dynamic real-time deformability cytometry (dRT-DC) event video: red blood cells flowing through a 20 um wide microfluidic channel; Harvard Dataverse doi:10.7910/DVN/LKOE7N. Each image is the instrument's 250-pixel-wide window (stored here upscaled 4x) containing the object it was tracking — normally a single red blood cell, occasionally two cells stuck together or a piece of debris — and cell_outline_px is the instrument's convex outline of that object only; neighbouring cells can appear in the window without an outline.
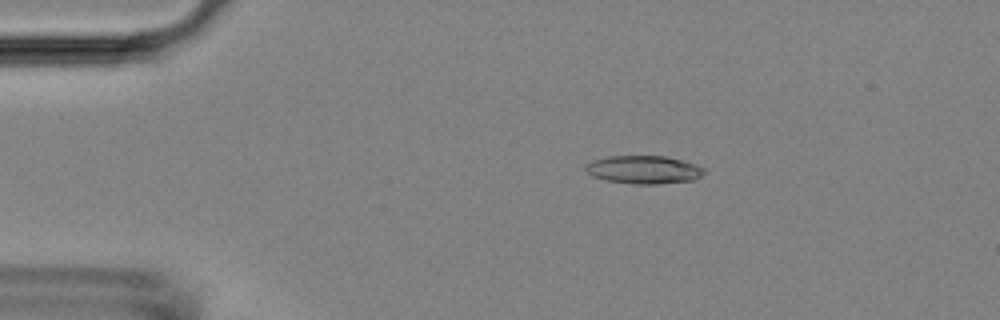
{"species": "Egyptian fruit bat (a non-hibernating species)", "species_latin": "Rousettus aegyptiacus", "temperature_condition": "room temperature", "stored_images_in_passage": 53, "camera_frame_rate_fps": 3000, "um_per_image_px": 0.085, "animal": {"sex": "female"}, "frame": {"image": 1, "passage_image": 10, "time_ms": 3.0, "image_size_px": [1000, 320], "cell_outline_px": [[704, 172], [696, 180], [660, 184], [632, 184], [604, 180], [592, 176], [584, 168], [592, 160], [608, 156], [664, 156], [696, 164], [704, 168]], "centroid_in_image_um": [54.72, 14.43], "position_along_channel_um": 30.3, "area_um2": 19.48}}
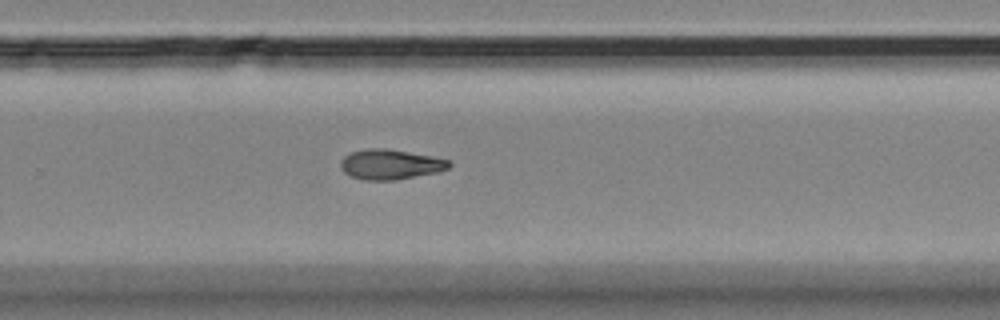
{"frame": {"image": 2, "passage_image": 35, "time_ms": 11.333, "image_size_px": [1000, 320], "cell_outline_px": [[452, 164], [448, 168], [440, 172], [396, 180], [364, 180], [348, 176], [340, 168], [340, 160], [348, 152], [368, 148], [384, 148], [432, 156], [448, 160]], "centroid_in_image_um": [33.14, 13.98], "position_along_channel_um": 296.7, "area_um2": 19.25}}
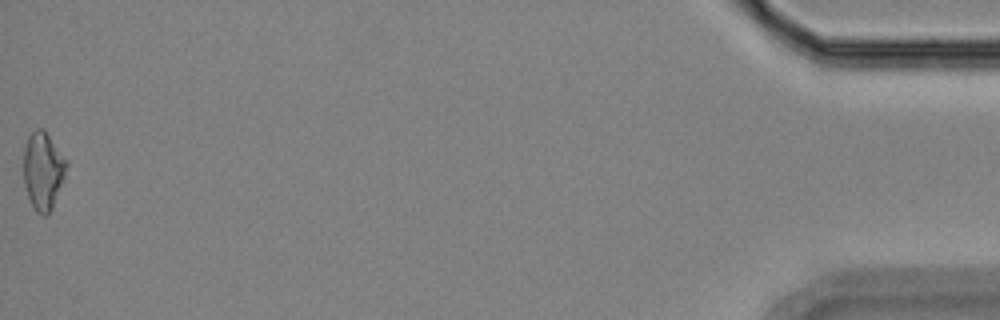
{"frame": {"image": 3, "passage_image": 53, "time_ms": 17.333, "image_size_px": [1000, 320], "cell_outline_px": [[68, 164], [64, 176], [52, 208], [48, 216], [44, 216], [36, 212], [28, 196], [24, 184], [24, 148], [28, 136], [36, 128], [44, 128], [68, 160]], "centroid_in_image_um": [3.67, 14.48], "position_along_channel_um": 431.5, "area_um2": 19.48}, "authors_computed_cell_mechanics": {"area_um2": 19.074, "velocity_mm_per_s": 3.8003, "shape_relaxation_time_tau1_ms": 5.4106, "shape_relaxation_time_tau2_ms": null, "deformation_change_tau1": 0.1458, "deformation_change_tau2": null}}